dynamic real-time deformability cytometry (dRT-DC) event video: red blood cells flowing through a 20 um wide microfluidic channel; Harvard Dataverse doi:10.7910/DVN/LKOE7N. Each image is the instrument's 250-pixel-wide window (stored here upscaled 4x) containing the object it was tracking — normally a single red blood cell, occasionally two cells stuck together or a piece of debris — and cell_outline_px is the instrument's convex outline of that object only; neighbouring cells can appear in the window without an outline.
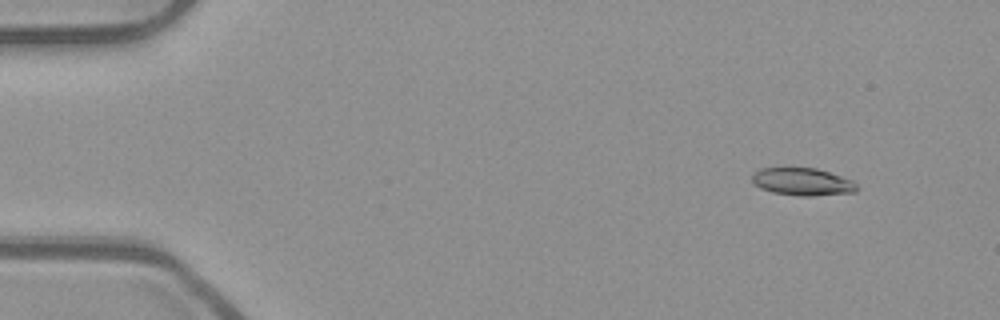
{"species": "common noctule bat (a hibernating species)", "species_latin": "Nyctalus noctula", "temperature_condition": "room temperature", "stored_images_in_passage": 53, "camera_frame_rate_fps": 3000, "um_per_image_px": 0.085, "animal": {"sex": "male", "body_mass_g": 23.1, "forearm_length_mm": 52.7}, "frame": {"image": 1, "passage_image": 5, "time_ms": 1.333, "image_size_px": [1000, 320], "cell_outline_px": [[860, 188], [856, 192], [812, 196], [800, 196], [772, 192], [760, 188], [752, 180], [752, 172], [760, 168], [816, 168], [852, 180]], "centroid_in_image_um": [68.21, 15.45], "position_along_channel_um": 16.8, "area_um2": 16.82}}
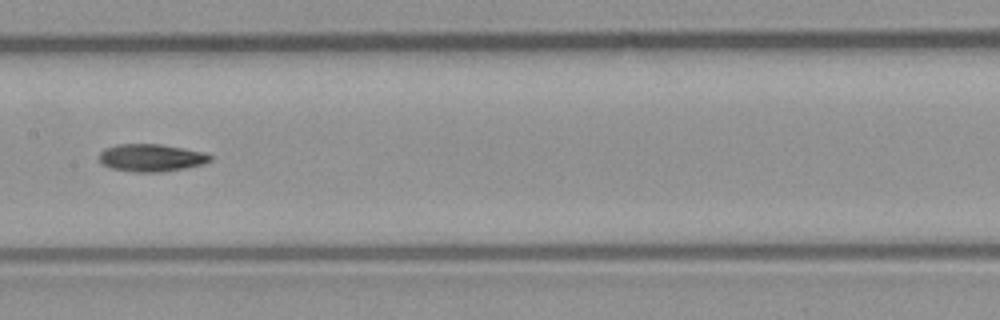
{"frame": {"image": 2, "passage_image": 27, "time_ms": 8.667, "image_size_px": [1000, 320], "cell_outline_px": [[212, 160], [204, 164], [184, 168], [160, 172], [132, 172], [108, 168], [100, 164], [100, 152], [104, 148], [120, 144], [160, 144], [204, 152], [212, 156]], "centroid_in_image_um": [12.83, 13.42], "position_along_channel_um": 194.6, "area_um2": 17.92}}
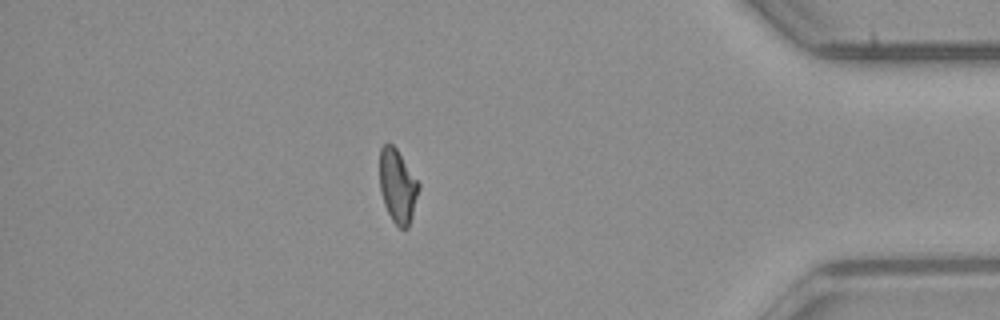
{"frame": {"image": 3, "passage_image": 46, "time_ms": 15.0, "image_size_px": [1000, 320], "cell_outline_px": [[420, 188], [412, 216], [408, 228], [400, 228], [392, 220], [384, 204], [380, 192], [380, 148], [384, 144], [392, 144], [396, 148], [420, 184]], "centroid_in_image_um": [33.8, 15.82], "position_along_channel_um": 401.4, "area_um2": 16.65}, "authors_computed_cell_mechanics": {"area_um2": 17.34, "velocity_mm_per_s": 3.9165, "shape_relaxation_time_tau1_ms": 8.1434, "shape_relaxation_time_tau2_ms": 6.6913, "deformation_change_tau1": 0.1919, "deformation_change_tau2": 0.1464}}